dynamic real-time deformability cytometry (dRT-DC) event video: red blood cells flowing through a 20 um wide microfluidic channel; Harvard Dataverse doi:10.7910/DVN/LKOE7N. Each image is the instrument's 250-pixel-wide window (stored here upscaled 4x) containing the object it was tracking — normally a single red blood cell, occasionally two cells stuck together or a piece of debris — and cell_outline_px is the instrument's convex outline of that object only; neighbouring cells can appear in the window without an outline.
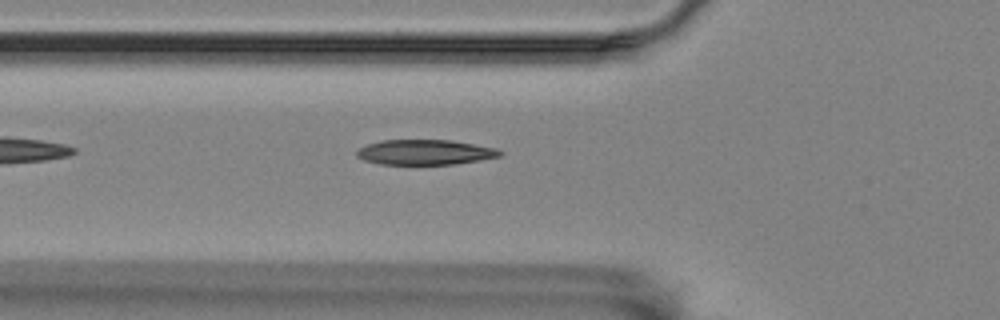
{"species": "Egyptian fruit bat (a non-hibernating species)", "species_latin": "Rousettus aegyptiacus", "temperature_condition": "room temperature", "stored_images_in_passage": 6, "camera_frame_rate_fps": 3000, "um_per_image_px": 0.085, "animal": {"sex": "female"}, "frame": {"image": 1, "passage_image": 6, "time_ms": 1.667, "image_size_px": [1000, 320], "cell_outline_px": [[504, 152], [500, 156], [480, 160], [456, 164], [380, 164], [364, 160], [356, 156], [356, 152], [360, 148], [368, 144], [380, 140], [452, 140], [496, 148]], "centroid_in_image_um": [36.14, 12.94], "position_along_channel_um": 89.7, "area_um2": 20.92}}